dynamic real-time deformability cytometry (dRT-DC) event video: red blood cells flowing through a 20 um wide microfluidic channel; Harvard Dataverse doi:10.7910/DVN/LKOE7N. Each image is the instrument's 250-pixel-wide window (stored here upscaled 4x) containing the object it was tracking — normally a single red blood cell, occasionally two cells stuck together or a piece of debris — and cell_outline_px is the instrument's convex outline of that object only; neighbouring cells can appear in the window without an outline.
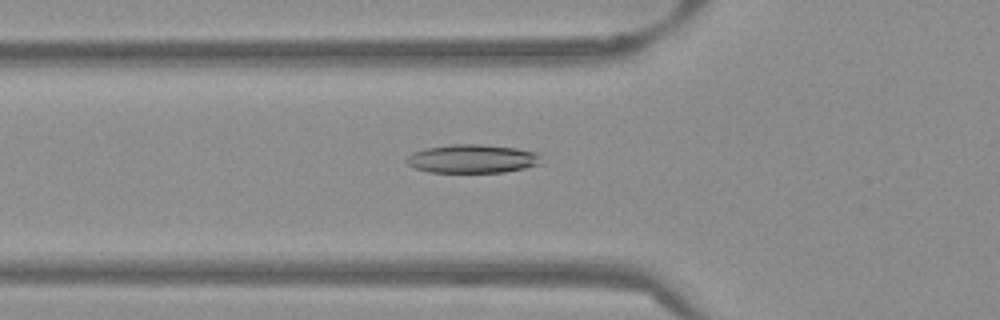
{"species": "Egyptian fruit bat (a non-hibernating species)", "species_latin": "Rousettus aegyptiacus", "temperature_condition": "warm", "stored_images_in_passage": 48, "camera_frame_rate_fps": 3000, "um_per_image_px": 0.085, "frame": {"image": 1, "passage_image": 14, "time_ms": 4.333, "image_size_px": [1000, 320], "cell_outline_px": [[540, 164], [524, 168], [504, 172], [428, 172], [416, 168], [408, 164], [404, 160], [412, 152], [428, 148], [452, 144], [480, 144], [516, 148], [536, 152], [540, 156]], "centroid_in_image_um": [40.14, 13.49], "position_along_channel_um": 85.7, "area_um2": 22.31}}
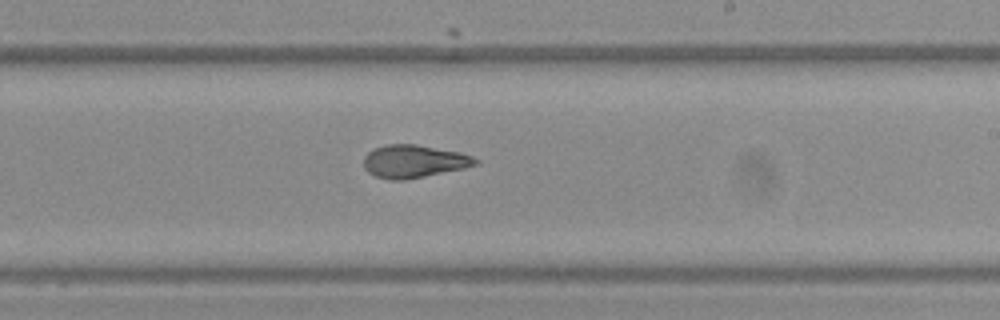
{"frame": {"image": 2, "passage_image": 27, "time_ms": 8.667, "image_size_px": [1000, 320], "cell_outline_px": [[480, 164], [464, 168], [404, 180], [392, 180], [376, 176], [368, 172], [364, 168], [364, 156], [372, 148], [384, 144], [416, 144], [460, 152], [472, 156], [480, 160]], "centroid_in_image_um": [35.18, 13.7], "position_along_channel_um": 253.8, "area_um2": 21.5}}
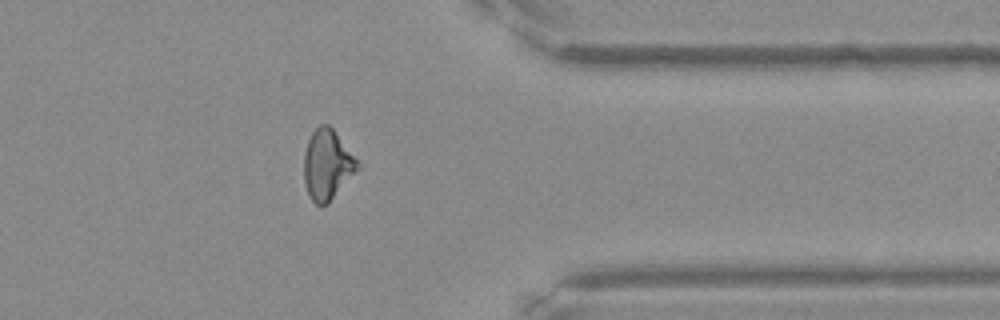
{"frame": {"image": 3, "passage_image": 38, "time_ms": 12.333, "image_size_px": [1000, 320], "cell_outline_px": [[360, 168], [328, 204], [320, 208], [308, 196], [304, 184], [304, 152], [308, 140], [312, 132], [320, 124], [328, 124], [332, 128], [360, 160]], "centroid_in_image_um": [27.83, 14.03], "position_along_channel_um": 383.6, "area_um2": 22.43}, "authors_computed_cell_mechanics": {"area_um2": 22.1374, "velocity_mm_per_s": 3.8572, "shape_relaxation_time_tau1_ms": 10.5196, "shape_relaxation_time_tau2_ms": 2.2589, "deformation_change_tau1": 0.268, "deformation_change_tau2": 0.0935}}